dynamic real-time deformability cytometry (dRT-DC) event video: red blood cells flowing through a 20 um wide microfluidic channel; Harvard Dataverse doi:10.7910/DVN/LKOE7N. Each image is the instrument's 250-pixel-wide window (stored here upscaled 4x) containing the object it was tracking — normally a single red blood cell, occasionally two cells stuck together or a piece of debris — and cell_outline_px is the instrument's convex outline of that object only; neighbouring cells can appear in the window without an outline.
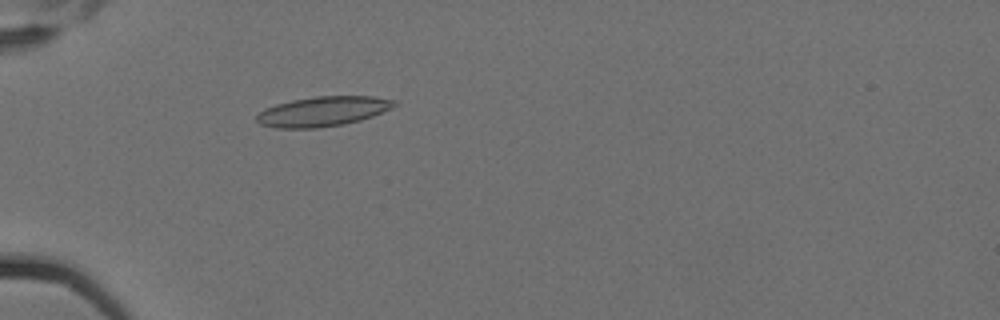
{"species": "Egyptian fruit bat (a non-hibernating species)", "species_latin": "Rousettus aegyptiacus", "temperature_condition": "cold", "stored_images_in_passage": 5, "camera_frame_rate_fps": 3000, "um_per_image_px": 0.085, "animal": {"sex": "female"}, "frame": {"image": 1, "passage_image": 5, "time_ms": 1.333, "image_size_px": [1000, 320], "cell_outline_px": [[396, 104], [392, 108], [372, 116], [360, 120], [344, 124], [316, 128], [276, 128], [260, 124], [256, 120], [256, 116], [264, 108], [276, 104], [292, 100], [316, 96], [372, 96], [396, 100]], "centroid_in_image_um": [27.43, 9.47], "position_along_channel_um": 57.6, "area_um2": 23.87}}